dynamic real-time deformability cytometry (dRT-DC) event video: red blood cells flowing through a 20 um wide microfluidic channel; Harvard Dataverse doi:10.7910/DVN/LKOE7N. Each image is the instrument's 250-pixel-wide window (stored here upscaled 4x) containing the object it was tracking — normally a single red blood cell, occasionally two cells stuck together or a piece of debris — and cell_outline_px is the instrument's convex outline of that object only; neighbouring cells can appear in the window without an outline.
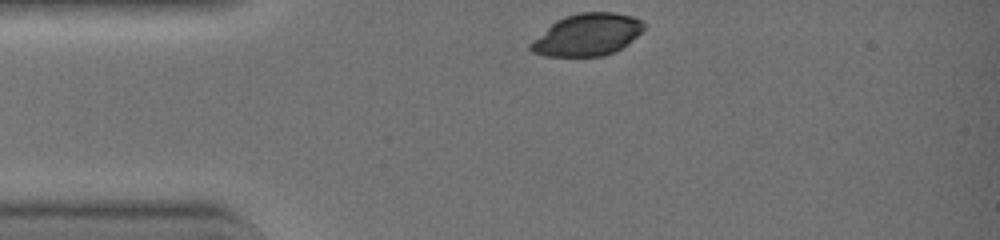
{"species": "common noctule bat (a hibernating species)", "species_latin": "Nyctalus noctula", "temperature_condition": "warm", "stored_images_in_passage": 11, "camera_frame_rate_fps": 3000, "um_per_image_px": 0.085, "animal": {"sex": "female", "body_mass_g": 19.0, "forearm_length_mm": 51.5}, "frame": {"image": 1, "passage_image": 1, "time_ms": 0.0, "image_size_px": [1000, 240], "cell_outline_px": [[644, 28], [628, 44], [616, 52], [604, 56], [544, 56], [532, 52], [528, 48], [528, 44], [532, 40], [556, 20], [564, 16], [580, 12], [612, 12], [632, 16], [644, 20]], "centroid_in_image_um": [49.9, 2.96], "position_along_channel_um": 35.1, "area_um2": 27.98}}
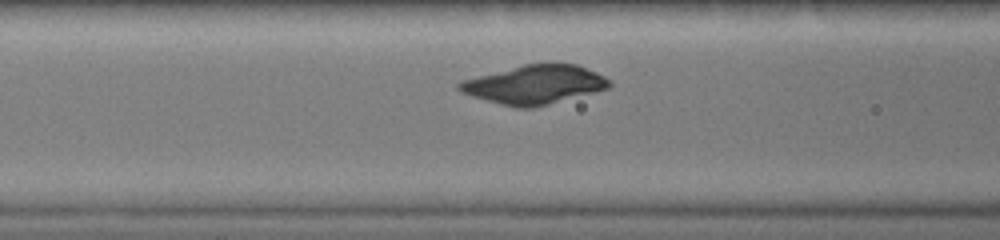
{"frame": {"image": 2, "passage_image": 9, "time_ms": 2.667, "image_size_px": [1000, 240], "cell_outline_px": [[612, 84], [608, 88], [532, 108], [520, 108], [472, 96], [460, 92], [456, 88], [456, 84], [460, 80], [524, 64], [576, 64], [596, 72], [612, 80]], "centroid_in_image_um": [45.41, 7.18], "position_along_channel_um": 121.2, "area_um2": 33.47}}